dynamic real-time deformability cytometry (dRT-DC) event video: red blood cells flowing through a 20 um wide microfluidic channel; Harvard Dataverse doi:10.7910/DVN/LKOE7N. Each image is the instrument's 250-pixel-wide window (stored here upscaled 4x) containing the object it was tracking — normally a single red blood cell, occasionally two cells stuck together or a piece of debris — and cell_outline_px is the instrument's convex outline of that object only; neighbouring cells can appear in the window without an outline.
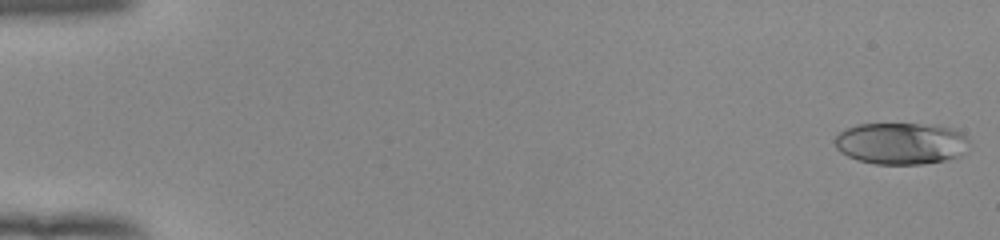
{"species": "human", "species_latin": "Homo sapiens", "temperature_condition": "room temperature", "stored_images_in_passage": 53, "camera_frame_rate_fps": 3000, "um_per_image_px": 0.085, "donor": {"sex": "female"}, "frame": {"image": 1, "passage_image": 1, "time_ms": 0.0, "image_size_px": [1000, 240], "cell_outline_px": [[972, 144], [968, 152], [960, 156], [944, 160], [920, 164], [876, 164], [856, 160], [840, 152], [836, 148], [836, 136], [844, 128], [856, 124], [936, 124], [952, 128], [960, 132]], "centroid_in_image_um": [76.63, 12.18], "position_along_channel_um": 8.4, "area_um2": 33.18}}
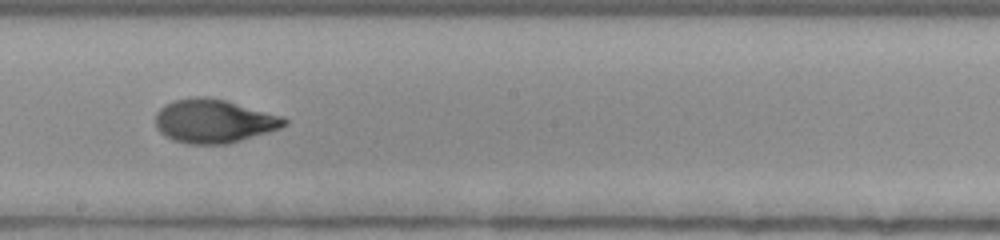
{"frame": {"image": 2, "passage_image": 31, "time_ms": 10.0, "image_size_px": [1000, 240], "cell_outline_px": [[288, 124], [280, 128], [268, 132], [228, 144], [188, 144], [172, 140], [164, 136], [156, 128], [156, 112], [164, 104], [172, 100], [196, 96], [208, 96], [224, 100], [284, 116], [288, 120]], "centroid_in_image_um": [18.16, 10.29], "position_along_channel_um": 230.0, "area_um2": 33.06}}
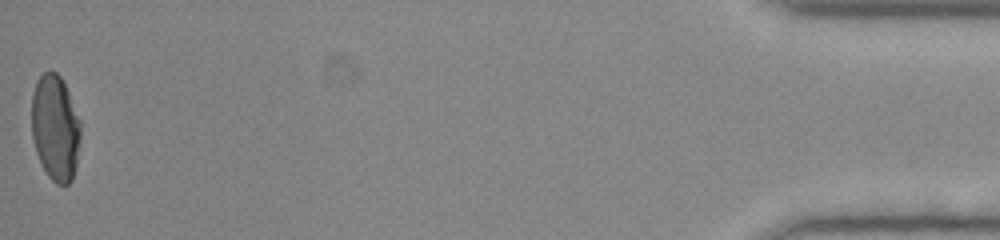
{"frame": {"image": 3, "passage_image": 53, "time_ms": 17.333, "image_size_px": [1000, 240], "cell_outline_px": [[80, 140], [76, 168], [72, 180], [68, 184], [56, 184], [48, 176], [36, 152], [32, 136], [32, 92], [36, 80], [48, 68], [56, 72], [60, 76], [68, 92], [80, 120]], "centroid_in_image_um": [4.7, 10.85], "position_along_channel_um": 430.5, "area_um2": 30.35}, "authors_computed_cell_mechanics": {"area_um2": 32.1946, "velocity_mm_per_s": 3.9375, "shape_relaxation_time_tau1_ms": 3.7646, "shape_relaxation_time_tau2_ms": 1.039, "deformation_change_tau1": 0.2049, "deformation_change_tau2": 0.0594}}